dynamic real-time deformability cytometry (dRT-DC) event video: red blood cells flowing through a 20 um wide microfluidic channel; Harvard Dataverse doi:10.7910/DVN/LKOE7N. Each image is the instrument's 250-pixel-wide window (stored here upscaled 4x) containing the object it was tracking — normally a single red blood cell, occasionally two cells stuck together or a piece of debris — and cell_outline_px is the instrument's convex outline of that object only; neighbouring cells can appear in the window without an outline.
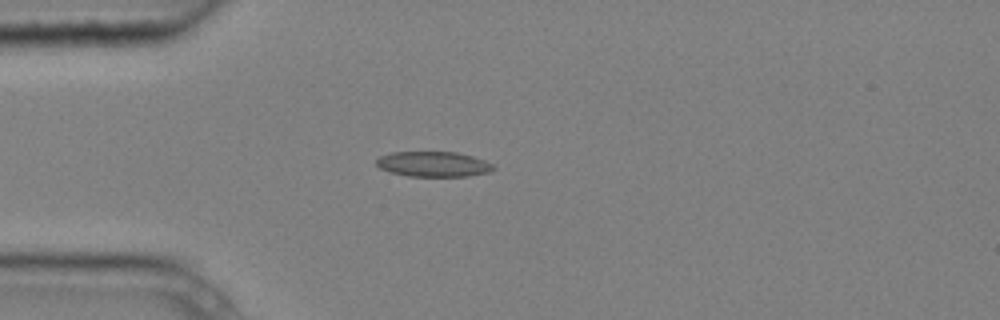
{"species": "common noctule bat (a hibernating species)", "species_latin": "Nyctalus noctula", "temperature_condition": "cold", "stored_images_in_passage": 3, "camera_frame_rate_fps": 3000, "um_per_image_px": 0.085, "animal": {"sex": "male", "body_mass_g": 20.4}, "frame": {"image": 1, "passage_image": 3, "time_ms": 0.667, "image_size_px": [1000, 320], "cell_outline_px": [[496, 168], [488, 172], [468, 176], [408, 176], [388, 172], [380, 168], [376, 164], [376, 160], [380, 156], [392, 152], [456, 152], [472, 156], [496, 164]], "centroid_in_image_um": [36.85, 13.95], "position_along_channel_um": 48.2, "area_um2": 17.28}}